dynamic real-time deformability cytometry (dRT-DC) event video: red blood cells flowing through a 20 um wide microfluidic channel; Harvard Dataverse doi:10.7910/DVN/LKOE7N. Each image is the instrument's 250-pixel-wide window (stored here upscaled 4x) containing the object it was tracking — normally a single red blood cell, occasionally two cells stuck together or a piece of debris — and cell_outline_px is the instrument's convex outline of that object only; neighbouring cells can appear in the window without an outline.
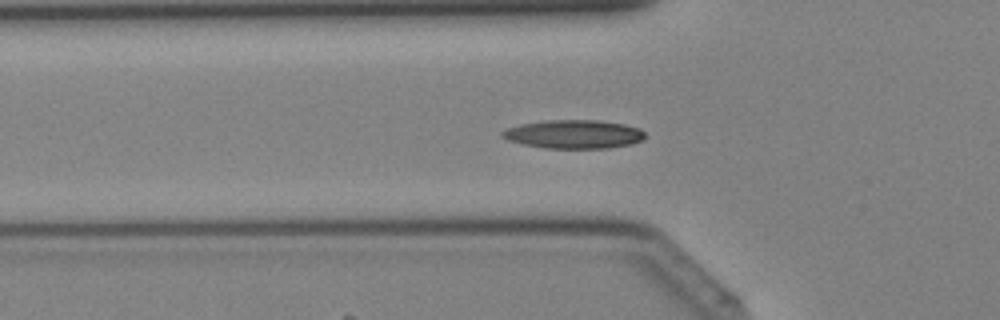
{"species": "Egyptian fruit bat (a non-hibernating species)", "species_latin": "Rousettus aegyptiacus", "temperature_condition": "cold", "stored_images_in_passage": 37, "camera_frame_rate_fps": 3000, "um_per_image_px": 0.085, "animal": {"sex": "female"}, "frame": {"image": 1, "passage_image": 13, "time_ms": 4.0, "image_size_px": [1000, 320], "cell_outline_px": [[644, 140], [632, 144], [608, 148], [544, 148], [524, 144], [508, 140], [500, 136], [500, 132], [508, 128], [520, 124], [548, 120], [600, 120], [624, 124], [640, 128], [644, 132]], "centroid_in_image_um": [48.79, 11.4], "position_along_channel_um": 77.0, "area_um2": 23.87}}
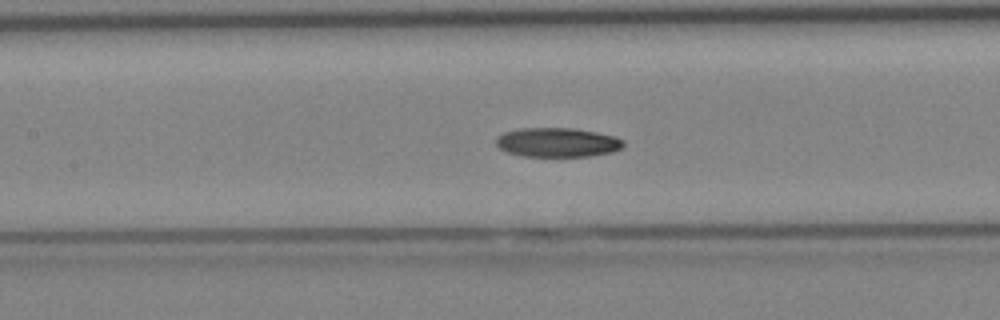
{"frame": {"image": 2, "passage_image": 18, "time_ms": 5.667, "image_size_px": [1000, 320], "cell_outline_px": [[624, 148], [612, 152], [592, 156], [524, 156], [508, 152], [500, 148], [496, 144], [496, 140], [504, 132], [520, 128], [576, 128], [616, 136], [624, 140]], "centroid_in_image_um": [47.45, 12.1], "position_along_channel_um": 160.0, "area_um2": 21.79}}
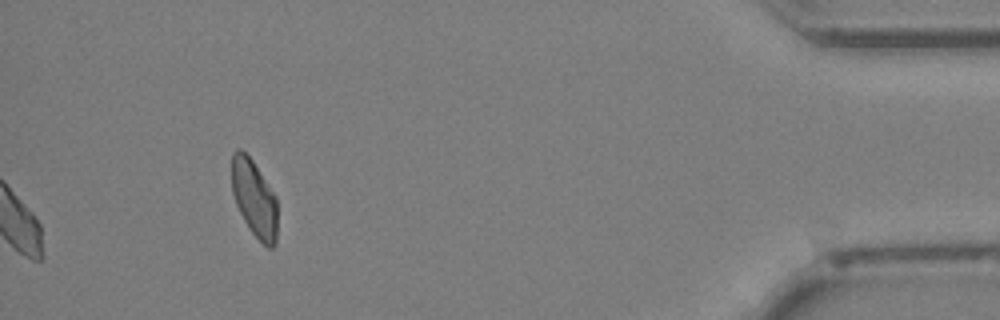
{"frame": {"image": 3, "passage_image": 37, "time_ms": 12.0, "image_size_px": [1000, 320], "cell_outline_px": [[276, 244], [272, 248], [268, 248], [252, 232], [244, 220], [236, 204], [232, 192], [232, 152], [236, 148], [240, 148], [252, 160], [276, 196]], "centroid_in_image_um": [21.6, 16.85], "position_along_channel_um": 413.6, "area_um2": 20.23}}